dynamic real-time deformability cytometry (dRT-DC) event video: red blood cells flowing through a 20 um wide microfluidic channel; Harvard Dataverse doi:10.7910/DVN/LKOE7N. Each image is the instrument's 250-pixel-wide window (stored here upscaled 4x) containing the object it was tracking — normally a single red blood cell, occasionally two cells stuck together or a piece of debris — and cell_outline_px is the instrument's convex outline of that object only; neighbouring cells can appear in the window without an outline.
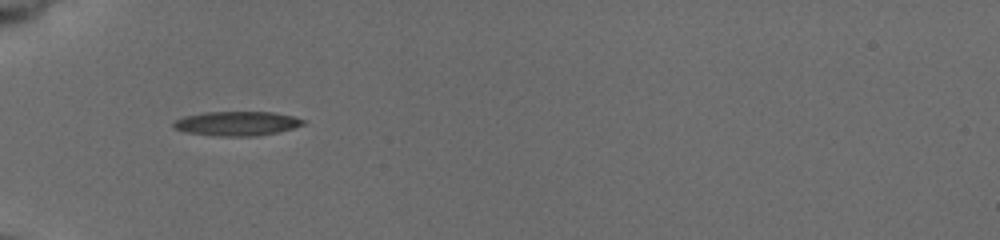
{"species": "common noctule bat (a hibernating species)", "species_latin": "Nyctalus noctula", "temperature_condition": "cold", "stored_images_in_passage": 2, "camera_frame_rate_fps": 3000, "um_per_image_px": 0.085, "animal": {"sex": "female", "body_mass_g": 19.5, "forearm_length_mm": 54.1}, "frame": {"image": 1, "passage_image": 1, "time_ms": 0.0, "image_size_px": [1000, 240], "cell_outline_px": [[304, 124], [292, 128], [276, 132], [252, 136], [220, 136], [188, 132], [172, 128], [172, 124], [176, 120], [184, 116], [204, 112], [272, 112], [292, 116], [304, 120]], "centroid_in_image_um": [20.09, 10.49], "position_along_channel_um": 64.9, "area_um2": 18.09}}